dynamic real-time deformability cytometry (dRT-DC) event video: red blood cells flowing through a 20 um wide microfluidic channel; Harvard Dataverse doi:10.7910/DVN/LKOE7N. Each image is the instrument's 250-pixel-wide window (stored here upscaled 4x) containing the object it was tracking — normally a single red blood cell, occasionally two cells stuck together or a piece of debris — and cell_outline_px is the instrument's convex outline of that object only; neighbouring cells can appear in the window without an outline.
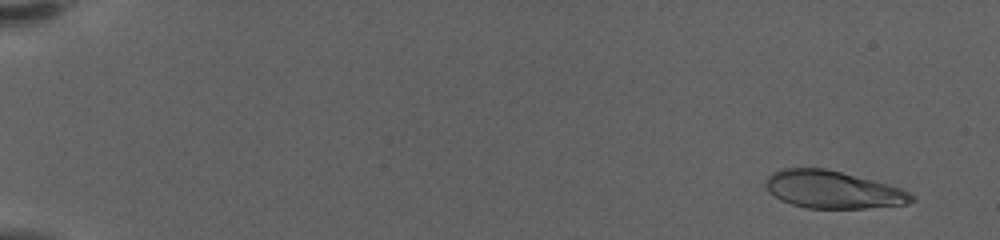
{"species": "human", "species_latin": "Homo sapiens", "temperature_condition": "warm", "stored_images_in_passage": 60, "camera_frame_rate_fps": 3000, "um_per_image_px": 0.085, "donor": {"sex": "female"}, "frame": {"image": 1, "passage_image": 4, "time_ms": 1.0, "image_size_px": [1000, 240], "cell_outline_px": [[916, 200], [908, 204], [864, 208], [804, 208], [780, 200], [772, 196], [768, 192], [764, 184], [768, 176], [772, 172], [784, 168], [824, 168], [840, 172], [900, 188], [916, 196]], "centroid_in_image_um": [70.74, 16.13], "position_along_channel_um": 14.3, "area_um2": 31.79}}
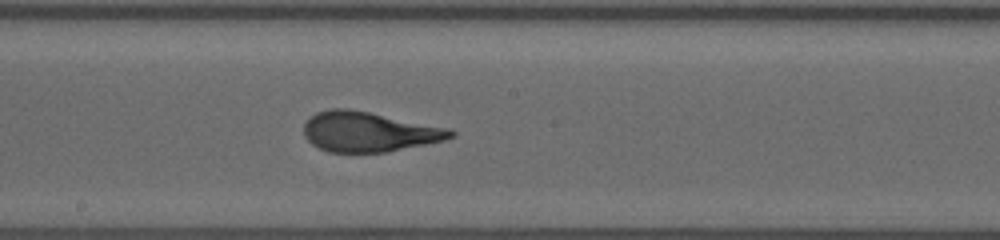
{"frame": {"image": 2, "passage_image": 35, "time_ms": 11.333, "image_size_px": [1000, 240], "cell_outline_px": [[456, 136], [444, 140], [388, 152], [328, 152], [312, 144], [304, 136], [304, 124], [316, 112], [328, 108], [348, 108], [452, 128], [456, 132]], "centroid_in_image_um": [31.38, 11.19], "position_along_channel_um": 216.8, "area_um2": 34.33}}
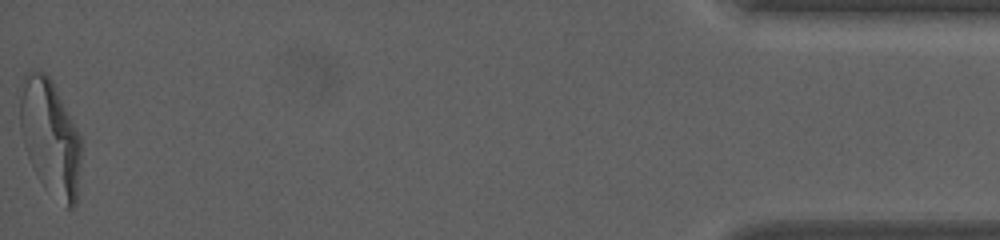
{"frame": {"image": 3, "passage_image": 60, "time_ms": 19.667, "image_size_px": [1000, 240], "cell_outline_px": [[84, 144], [76, 204], [72, 208], [68, 208], [28, 156], [24, 144], [20, 128], [20, 96], [24, 72], [32, 68], [44, 72], [52, 80]], "centroid_in_image_um": [4.31, 11.5], "position_along_channel_um": 430.9, "area_um2": 40.06}, "authors_computed_cell_mechanics": {"area_um2": 33.524, "velocity_mm_per_s": 3.5673, "shape_relaxation_time_tau1_ms": 7.4856, "shape_relaxation_time_tau2_ms": 0.7935, "deformation_change_tau1": 0.3139, "deformation_change_tau2": 0.0876}}